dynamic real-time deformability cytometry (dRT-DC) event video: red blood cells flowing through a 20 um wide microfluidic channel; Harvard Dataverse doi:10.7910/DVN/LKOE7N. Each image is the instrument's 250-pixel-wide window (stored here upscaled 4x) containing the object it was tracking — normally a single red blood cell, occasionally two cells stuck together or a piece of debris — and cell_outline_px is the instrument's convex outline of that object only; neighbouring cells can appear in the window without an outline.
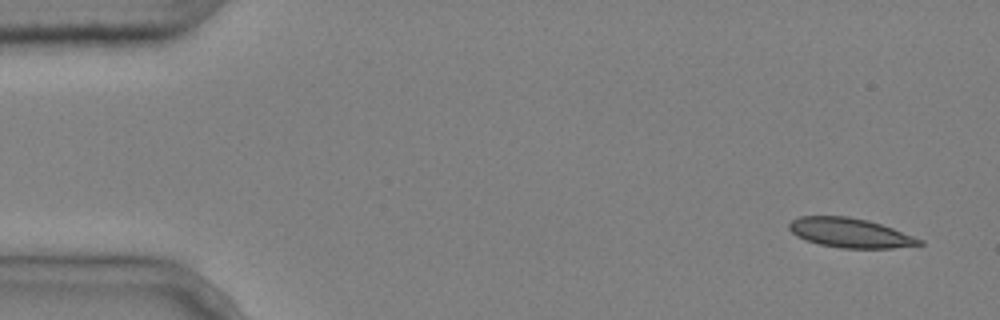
{"species": "common noctule bat (a hibernating species)", "species_latin": "Nyctalus noctula", "temperature_condition": "cold", "stored_images_in_passage": 5, "camera_frame_rate_fps": 3000, "um_per_image_px": 0.085, "animal": {"sex": "male", "body_mass_g": 20.4}, "frame": {"image": 1, "passage_image": 1, "time_ms": 0.0, "image_size_px": [1000, 320], "cell_outline_px": [[924, 244], [892, 248], [840, 248], [820, 244], [804, 240], [796, 236], [788, 228], [788, 224], [792, 220], [800, 216], [848, 216], [868, 220], [892, 228], [924, 240]], "centroid_in_image_um": [72.24, 19.79], "position_along_channel_um": 12.8, "area_um2": 22.37}}
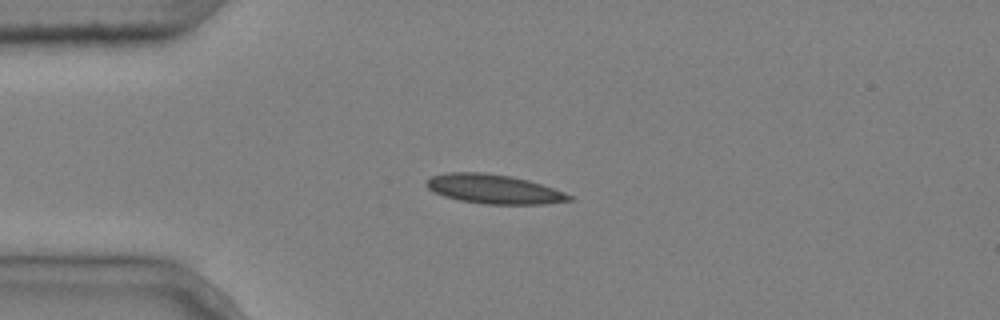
{"frame": {"image": 2, "passage_image": 4, "time_ms": 1.0, "image_size_px": [1000, 320], "cell_outline_px": [[572, 200], [544, 204], [484, 204], [460, 200], [444, 196], [428, 188], [424, 184], [432, 176], [448, 172], [484, 172], [512, 176], [528, 180], [564, 192], [572, 196]], "centroid_in_image_um": [41.97, 16.06], "position_along_channel_um": 43.0, "area_um2": 24.16}}